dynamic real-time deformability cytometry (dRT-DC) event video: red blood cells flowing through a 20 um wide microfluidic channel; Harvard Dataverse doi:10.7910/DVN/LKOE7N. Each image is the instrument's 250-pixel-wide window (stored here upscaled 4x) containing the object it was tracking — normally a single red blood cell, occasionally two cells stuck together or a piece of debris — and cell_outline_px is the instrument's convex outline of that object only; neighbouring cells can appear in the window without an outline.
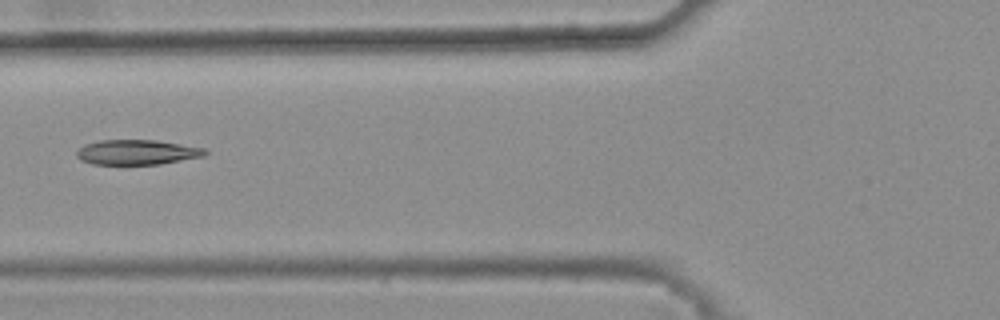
{"species": "common noctule bat (a hibernating species)", "species_latin": "Nyctalus noctula", "temperature_condition": "warm", "stored_images_in_passage": 7, "camera_frame_rate_fps": 3000, "um_per_image_px": 0.085, "animal": {"sex": "female", "body_mass_g": 25.1}, "frame": {"image": 1, "passage_image": 6, "time_ms": 1.667, "image_size_px": [1000, 320], "cell_outline_px": [[208, 152], [204, 156], [160, 164], [92, 164], [80, 160], [76, 156], [76, 152], [84, 144], [100, 140], [156, 140], [204, 148]], "centroid_in_image_um": [11.62, 12.94], "position_along_channel_um": 114.2, "area_um2": 18.61}}
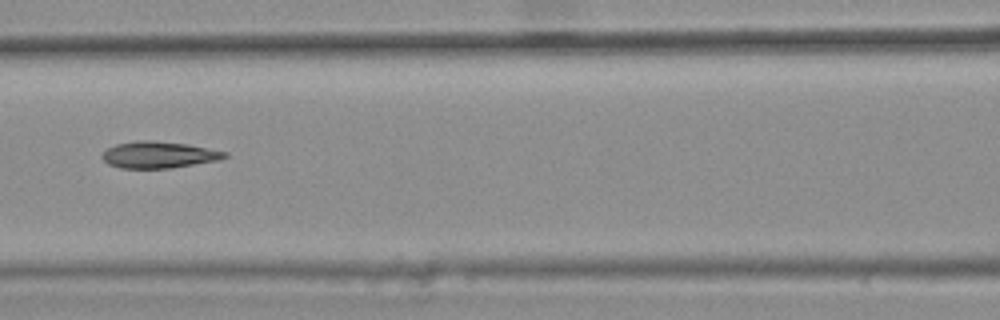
{"frame": {"image": 2, "passage_image": 7, "time_ms": 2.0, "image_size_px": [1000, 320], "cell_outline_px": [[228, 156], [220, 160], [172, 168], [120, 168], [108, 164], [100, 156], [108, 148], [116, 144], [136, 140], [152, 140], [188, 144], [228, 152]], "centroid_in_image_um": [13.51, 13.15], "position_along_channel_um": 153.1, "area_um2": 19.13}}